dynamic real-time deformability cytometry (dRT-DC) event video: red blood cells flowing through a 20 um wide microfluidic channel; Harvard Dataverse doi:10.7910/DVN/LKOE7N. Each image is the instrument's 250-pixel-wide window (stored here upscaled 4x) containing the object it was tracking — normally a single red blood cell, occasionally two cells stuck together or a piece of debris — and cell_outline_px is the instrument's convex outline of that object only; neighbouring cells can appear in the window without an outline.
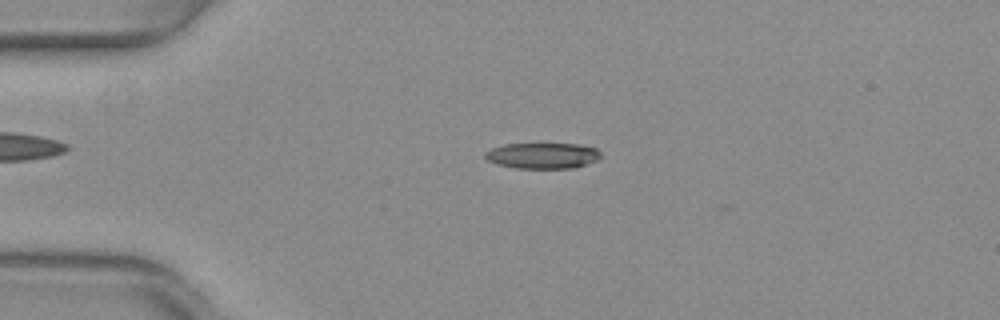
{"species": "common noctule bat (a hibernating species)", "species_latin": "Nyctalus noctula", "temperature_condition": "warm", "stored_images_in_passage": 3, "camera_frame_rate_fps": 3000, "um_per_image_px": 0.085, "animal": {"sex": "female", "body_mass_g": 29.2, "forearm_length_mm": 56.3}, "frame": {"image": 1, "passage_image": 2, "time_ms": 0.333, "image_size_px": [1000, 320], "cell_outline_px": [[600, 156], [596, 160], [572, 168], [516, 168], [496, 164], [488, 160], [484, 156], [484, 152], [492, 148], [504, 144], [576, 144], [596, 148], [600, 152]], "centroid_in_image_um": [46.07, 13.23], "position_along_channel_um": 38.9, "area_um2": 17.22}}